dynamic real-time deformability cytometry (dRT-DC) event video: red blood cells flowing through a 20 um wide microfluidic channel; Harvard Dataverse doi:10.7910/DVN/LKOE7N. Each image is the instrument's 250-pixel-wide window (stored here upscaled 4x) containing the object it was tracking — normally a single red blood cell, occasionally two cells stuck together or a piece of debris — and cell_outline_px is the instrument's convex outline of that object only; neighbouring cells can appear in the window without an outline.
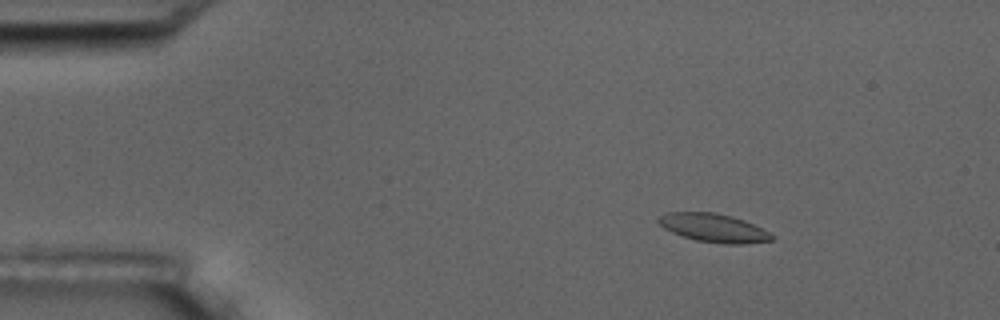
{"species": "common noctule bat (a hibernating species)", "species_latin": "Nyctalus noctula", "temperature_condition": "room temperature", "stored_images_in_passage": 3, "camera_frame_rate_fps": 3000, "um_per_image_px": 0.085, "animal": {"sex": "male", "body_mass_g": 17.5, "forearm_length_mm": 52.3}, "frame": {"image": 1, "passage_image": 1, "time_ms": 0.0, "image_size_px": [1000, 320], "cell_outline_px": [[776, 236], [772, 240], [744, 244], [728, 244], [696, 240], [672, 232], [664, 228], [656, 220], [660, 216], [668, 212], [716, 212], [732, 216], [744, 220]], "centroid_in_image_um": [60.66, 19.36], "position_along_channel_um": 24.3, "area_um2": 18.61}}